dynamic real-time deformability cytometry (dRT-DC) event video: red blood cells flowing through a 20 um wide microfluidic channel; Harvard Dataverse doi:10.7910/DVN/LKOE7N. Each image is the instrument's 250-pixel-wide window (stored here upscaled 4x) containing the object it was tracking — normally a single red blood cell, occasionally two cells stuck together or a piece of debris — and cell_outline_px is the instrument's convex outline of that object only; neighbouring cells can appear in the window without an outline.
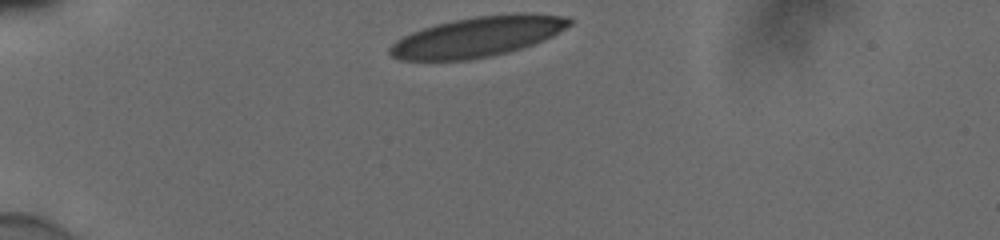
{"species": "human", "species_latin": "Homo sapiens", "temperature_condition": "cold", "stored_images_in_passage": 33, "camera_frame_rate_fps": 3000, "um_per_image_px": 0.085, "donor": {"sex": "male"}, "frame": {"image": 1, "passage_image": 1, "time_ms": 0.0, "image_size_px": [1000, 240], "cell_outline_px": [[572, 24], [552, 36], [532, 44], [520, 48], [488, 56], [468, 60], [400, 60], [392, 56], [388, 52], [388, 48], [396, 40], [412, 32], [436, 24], [452, 20], [472, 16], [516, 12], [528, 12], [568, 16], [572, 20]], "centroid_in_image_um": [40.62, 3.09], "position_along_channel_um": 44.4, "area_um2": 42.14}}
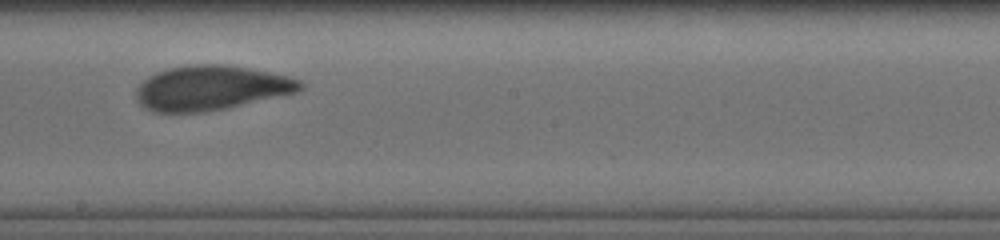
{"frame": {"image": 2, "passage_image": 19, "time_ms": 6.0, "image_size_px": [1000, 240], "cell_outline_px": [[304, 88], [296, 92], [224, 108], [204, 112], [152, 112], [144, 108], [136, 100], [136, 88], [148, 76], [156, 72], [168, 68], [192, 64], [224, 64], [248, 68], [288, 76], [300, 80], [304, 84]], "centroid_in_image_um": [17.89, 7.47], "position_along_channel_um": 230.3, "area_um2": 42.48}}
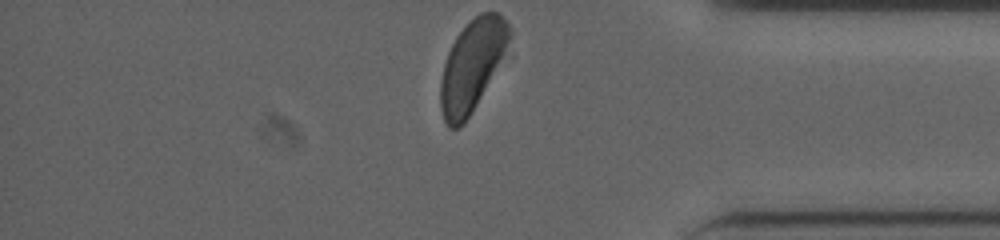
{"frame": {"image": 3, "passage_image": 33, "time_ms": 10.667, "image_size_px": [1000, 240], "cell_outline_px": [[512, 32], [504, 52], [464, 124], [460, 128], [448, 128], [444, 120], [440, 108], [440, 80], [444, 64], [448, 52], [456, 36], [480, 12], [500, 12], [508, 24]], "centroid_in_image_um": [40.08, 5.56], "position_along_channel_um": 395.1, "area_um2": 35.43}, "authors_computed_cell_mechanics": {"area_um2": 42.6564, "velocity_mm_per_s": 3.8235, "shape_relaxation_time_tau1_ms": 5.3771, "shape_relaxation_time_tau2_ms": 0.804, "deformation_change_tau1": 0.1729, "deformation_change_tau2": 0.07}}